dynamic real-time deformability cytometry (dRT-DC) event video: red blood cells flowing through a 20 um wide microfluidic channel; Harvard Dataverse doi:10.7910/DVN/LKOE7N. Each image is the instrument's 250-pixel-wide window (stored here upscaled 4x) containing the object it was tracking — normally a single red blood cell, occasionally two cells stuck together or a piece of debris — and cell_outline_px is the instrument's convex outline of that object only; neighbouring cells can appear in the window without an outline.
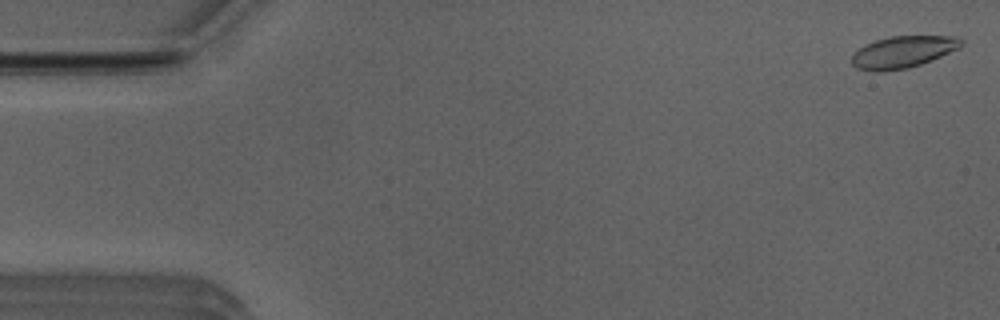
{"species": "Egyptian fruit bat (a non-hibernating species)", "species_latin": "Rousettus aegyptiacus", "temperature_condition": "room temperature", "stored_images_in_passage": 52, "camera_frame_rate_fps": 3000, "um_per_image_px": 0.085, "animal": {"sex": "male"}, "frame": {"image": 1, "passage_image": 1, "time_ms": 0.0, "image_size_px": [1000, 320], "cell_outline_px": [[964, 44], [960, 48], [932, 60], [908, 68], [884, 72], [872, 72], [856, 68], [852, 64], [852, 52], [864, 44], [876, 40], [892, 36], [956, 36], [964, 40]], "centroid_in_image_um": [76.74, 4.42], "position_along_channel_um": 8.3, "area_um2": 20.69}}
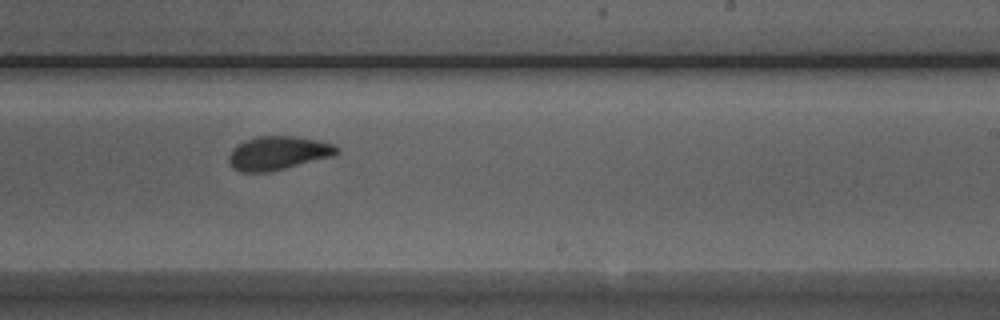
{"frame": {"image": 2, "passage_image": 31, "time_ms": 10.0, "image_size_px": [1000, 320], "cell_outline_px": [[340, 152], [336, 156], [268, 172], [240, 172], [232, 168], [228, 164], [228, 156], [232, 148], [236, 144], [244, 140], [256, 136], [296, 136], [316, 140], [332, 144], [340, 148]], "centroid_in_image_um": [23.62, 13.01], "position_along_channel_um": 265.4, "area_um2": 21.56}}
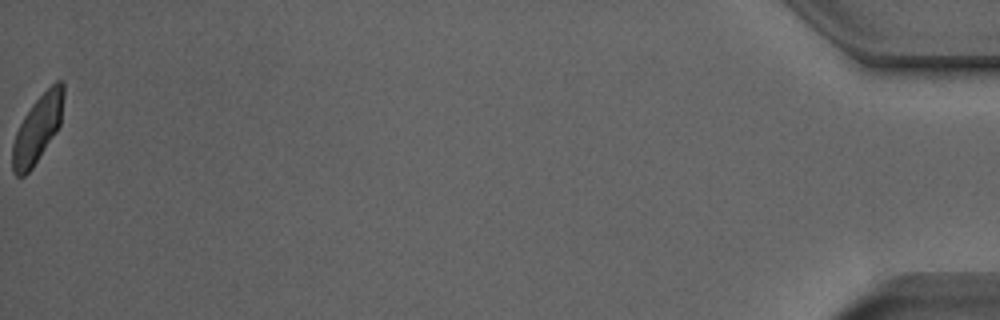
{"frame": {"image": 3, "passage_image": 52, "time_ms": 17.0, "image_size_px": [1000, 320], "cell_outline_px": [[64, 96], [60, 124], [56, 132], [32, 168], [24, 176], [16, 176], [12, 172], [12, 144], [16, 132], [24, 116], [32, 104], [56, 80], [64, 80]], "centroid_in_image_um": [3.19, 10.94], "position_along_channel_um": 432.0, "area_um2": 19.94}, "authors_computed_cell_mechanics": {"area_um2": 21.2126, "velocity_mm_per_s": 3.9215, "shape_relaxation_time_tau1_ms": 3.2999, "shape_relaxation_time_tau2_ms": 1.5954, "deformation_change_tau1": 0.1207, "deformation_change_tau2": 0.052}}